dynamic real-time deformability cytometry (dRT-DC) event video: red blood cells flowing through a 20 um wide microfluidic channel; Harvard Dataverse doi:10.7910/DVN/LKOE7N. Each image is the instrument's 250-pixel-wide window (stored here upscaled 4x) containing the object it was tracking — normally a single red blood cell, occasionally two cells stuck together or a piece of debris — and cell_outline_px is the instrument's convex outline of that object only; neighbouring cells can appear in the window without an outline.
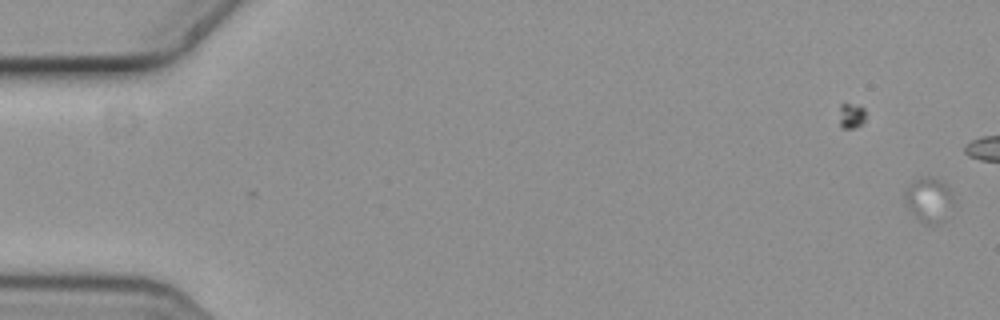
{"species": "common noctule bat (a hibernating species)", "species_latin": "Nyctalus noctula", "temperature_condition": "cold", "stored_images_in_passage": 12, "segment_of_instrument_passage": [1, 2], "camera_frame_rate_fps": 3000, "um_per_image_px": 0.085, "animal": {"sex": "female", "body_mass_g": 19.3, "forearm_length_mm": 54.1}, "frame": {"image": 1, "passage_image": 1, "time_ms": 0.0, "image_size_px": [1000, 320], "cell_outline_px": [[952, 204], [944, 220], [932, 224], [928, 224], [920, 220], [912, 212], [904, 196], [908, 188], [920, 176], [928, 176], [944, 184], [952, 196]], "centroid_in_image_um": [78.96, 16.99], "position_along_channel_um": 6.0, "area_um2": 11.79}}